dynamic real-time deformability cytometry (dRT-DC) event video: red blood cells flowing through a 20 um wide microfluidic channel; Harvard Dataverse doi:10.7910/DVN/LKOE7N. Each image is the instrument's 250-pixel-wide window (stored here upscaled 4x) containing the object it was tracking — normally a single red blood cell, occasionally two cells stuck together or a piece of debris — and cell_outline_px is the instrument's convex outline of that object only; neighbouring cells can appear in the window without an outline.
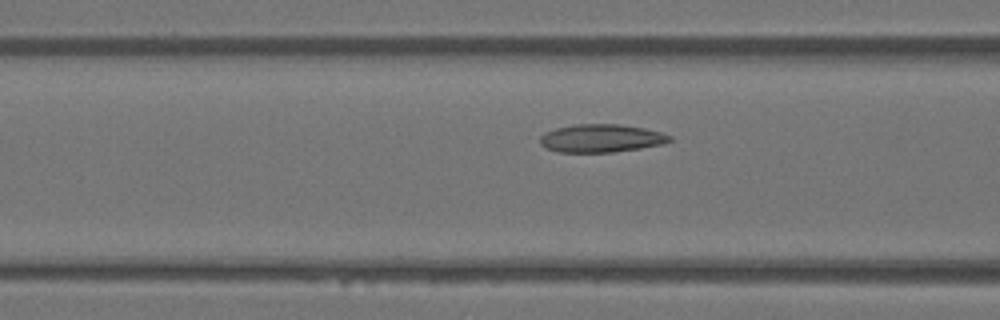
{"species": "Egyptian fruit bat (a non-hibernating species)", "species_latin": "Rousettus aegyptiacus", "temperature_condition": "warm", "stored_images_in_passage": 46, "camera_frame_rate_fps": 3000, "um_per_image_px": 0.085, "animal": {"sex": "female"}, "frame": {"image": 1, "passage_image": 16, "time_ms": 5.0, "image_size_px": [1000, 320], "cell_outline_px": [[672, 140], [664, 144], [640, 148], [612, 152], [556, 152], [544, 148], [540, 144], [540, 136], [544, 132], [556, 128], [572, 124], [620, 124], [644, 128], [660, 132], [672, 136]], "centroid_in_image_um": [51.07, 11.75], "position_along_channel_um": 115.5, "area_um2": 21.39}}
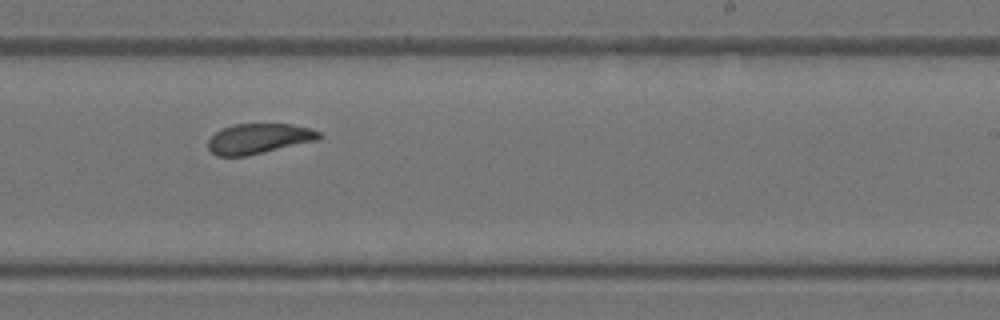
{"frame": {"image": 2, "passage_image": 27, "time_ms": 8.667, "image_size_px": [1000, 320], "cell_outline_px": [[320, 140], [248, 156], [216, 156], [208, 148], [208, 140], [220, 128], [232, 124], [292, 124], [312, 128], [320, 132]], "centroid_in_image_um": [22.01, 11.78], "position_along_channel_um": 267.0, "area_um2": 19.83}}
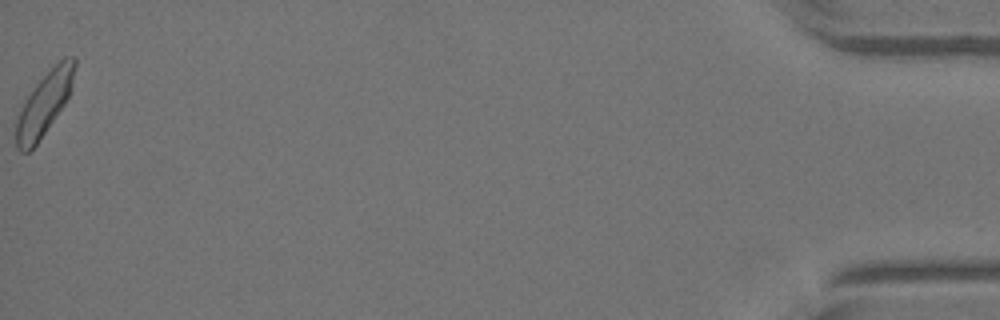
{"frame": {"image": 3, "passage_image": 46, "time_ms": 15.0, "image_size_px": [1000, 320], "cell_outline_px": [[76, 64], [72, 84], [68, 96], [64, 104], [56, 116], [36, 144], [28, 152], [20, 152], [16, 148], [12, 120], [24, 100], [36, 84], [64, 56], [76, 56]], "centroid_in_image_um": [3.68, 8.86], "position_along_channel_um": 431.5, "area_um2": 21.79}}